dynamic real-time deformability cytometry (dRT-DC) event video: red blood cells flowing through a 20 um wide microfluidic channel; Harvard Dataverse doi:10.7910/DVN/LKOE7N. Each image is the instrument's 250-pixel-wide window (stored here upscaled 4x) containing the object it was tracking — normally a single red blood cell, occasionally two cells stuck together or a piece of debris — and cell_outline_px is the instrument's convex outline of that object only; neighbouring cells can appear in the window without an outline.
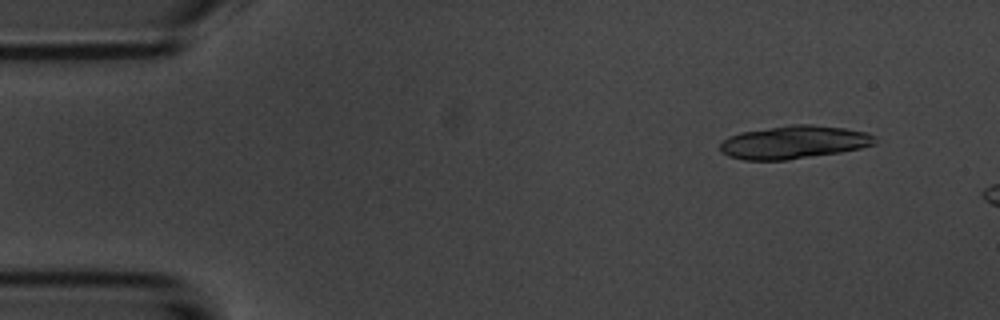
{"species": "common noctule bat (a hibernating species)", "species_latin": "Nyctalus noctula", "temperature_condition": "room temperature", "stored_images_in_passage": 6, "camera_frame_rate_fps": 3000, "um_per_image_px": 0.085, "animal": {"sex": "male", "body_mass_g": 20.1, "forearm_length_mm": 53.5}, "frame": {"image": 1, "passage_image": 1, "time_ms": 0.0, "image_size_px": [1000, 320], "cell_outline_px": [[876, 144], [860, 148], [840, 152], [788, 160], [744, 160], [728, 156], [720, 152], [720, 144], [728, 136], [740, 132], [792, 124], [812, 124], [844, 128], [868, 132], [876, 136]], "centroid_in_image_um": [67.49, 12.09], "position_along_channel_um": 17.5, "area_um2": 30.06}}